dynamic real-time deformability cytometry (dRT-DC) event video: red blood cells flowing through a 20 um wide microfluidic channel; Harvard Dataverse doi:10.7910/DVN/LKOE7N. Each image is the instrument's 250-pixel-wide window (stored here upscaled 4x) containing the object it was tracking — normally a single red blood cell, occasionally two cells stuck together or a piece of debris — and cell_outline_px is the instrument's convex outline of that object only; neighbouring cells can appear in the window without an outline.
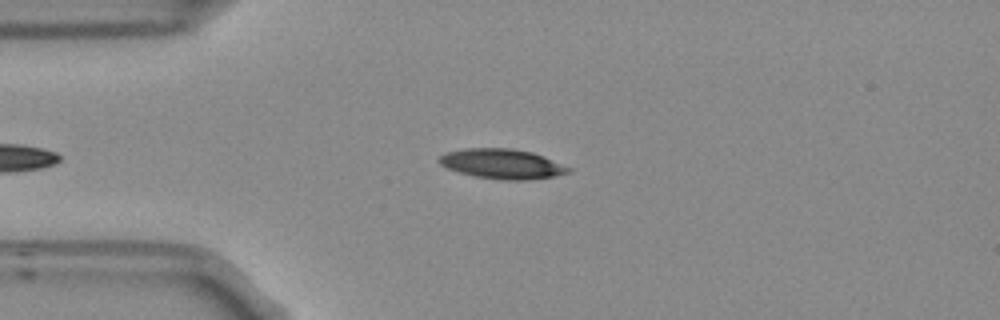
{"species": "Egyptian fruit bat (a non-hibernating species)", "species_latin": "Rousettus aegyptiacus", "temperature_condition": "room temperature", "stored_images_in_passage": 33, "camera_frame_rate_fps": 3000, "um_per_image_px": 0.085, "frame": {"image": 1, "passage_image": 4, "time_ms": 1.0, "image_size_px": [1000, 320], "cell_outline_px": [[572, 172], [552, 176], [524, 180], [504, 180], [472, 176], [448, 168], [440, 164], [436, 160], [440, 156], [448, 152], [464, 148], [512, 148], [532, 152], [572, 168]], "centroid_in_image_um": [42.66, 13.92], "position_along_channel_um": 42.3, "area_um2": 22.37}}
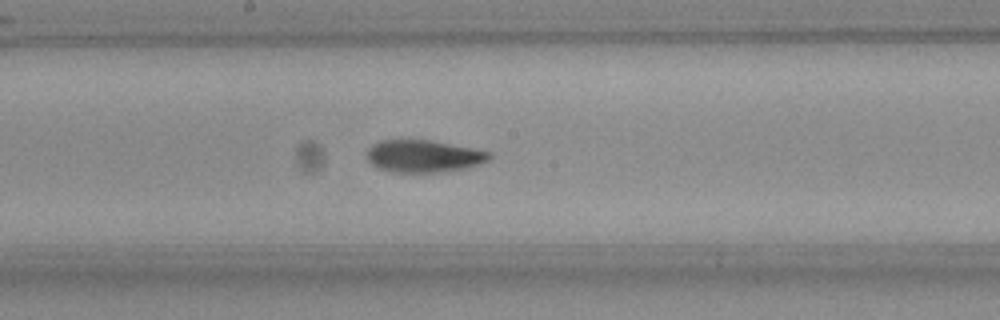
{"frame": {"image": 2, "passage_image": 19, "time_ms": 6.0, "image_size_px": [1000, 320], "cell_outline_px": [[492, 156], [488, 160], [464, 168], [444, 172], [396, 172], [380, 168], [372, 164], [364, 156], [368, 148], [372, 144], [380, 140], [428, 140], [472, 148], [492, 152]], "centroid_in_image_um": [35.97, 13.27], "position_along_channel_um": 212.2, "area_um2": 22.89}}
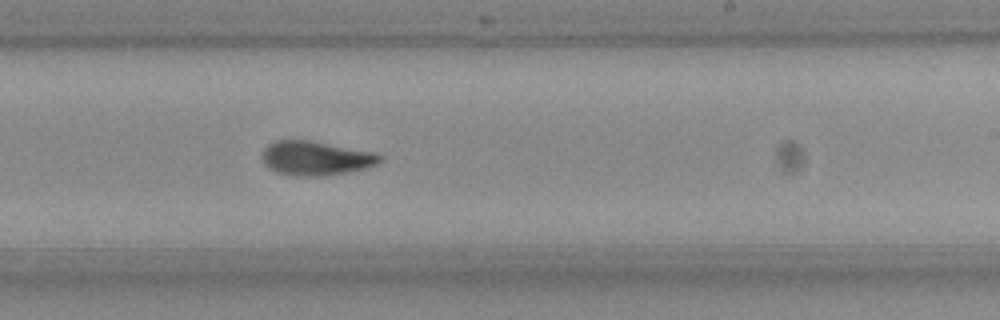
{"frame": {"image": 3, "passage_image": 23, "time_ms": 7.333, "image_size_px": [1000, 320], "cell_outline_px": [[384, 156], [376, 164], [364, 168], [348, 172], [324, 176], [296, 176], [276, 172], [268, 168], [264, 164], [264, 148], [268, 144], [276, 140], [308, 140], [368, 152]], "centroid_in_image_um": [26.78, 13.46], "position_along_channel_um": 262.2, "area_um2": 22.95}, "authors_computed_cell_mechanics": {"area_um2": 22.8888, "velocity_mm_per_s": 3.7626, "shape_relaxation_time_tau1_ms": 4.3814, "shape_relaxation_time_tau2_ms": 2.4923, "deformation_change_tau1": 0.1507, "deformation_change_tau2": 0.0925}}